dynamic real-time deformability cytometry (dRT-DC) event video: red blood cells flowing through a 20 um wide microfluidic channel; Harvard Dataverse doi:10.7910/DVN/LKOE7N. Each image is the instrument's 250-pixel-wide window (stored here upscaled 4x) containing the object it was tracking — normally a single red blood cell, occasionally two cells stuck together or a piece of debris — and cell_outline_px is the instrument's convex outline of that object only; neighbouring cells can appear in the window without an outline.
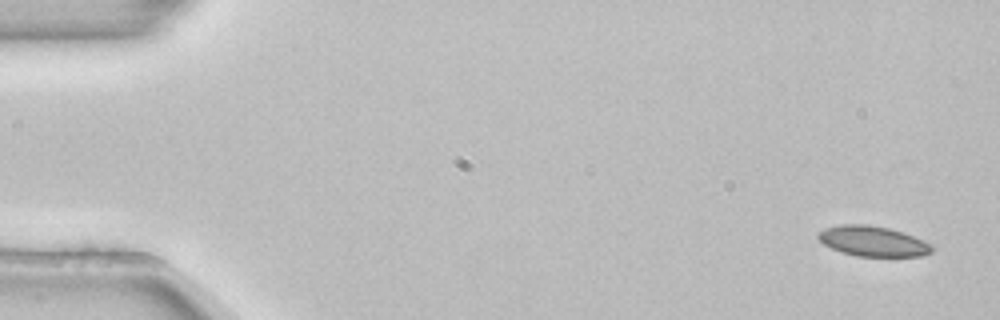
{"species": "common noctule bat (a hibernating species)", "species_latin": "Nyctalus noctula", "temperature_condition": "room temperature", "stored_images_in_passage": 3, "camera_frame_rate_fps": 3000, "um_per_image_px": 0.085, "animal": {"sex": "female", "body_mass_g": 22.7, "forearm_length_mm": 54.2}, "frame": {"image": 1, "passage_image": 1, "time_ms": 0.0, "image_size_px": [1000, 320], "cell_outline_px": [[936, 248], [932, 252], [924, 256], [856, 256], [840, 252], [824, 244], [816, 236], [816, 232], [824, 228], [840, 224], [868, 224], [888, 228], [912, 236], [932, 244]], "centroid_in_image_um": [74.18, 20.5], "position_along_channel_um": 10.8, "area_um2": 20.17}}
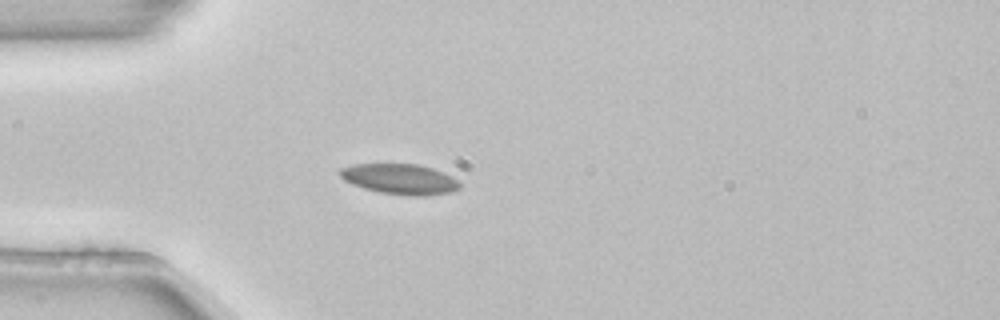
{"frame": {"image": 2, "passage_image": 3, "time_ms": 0.667, "image_size_px": [1000, 320], "cell_outline_px": [[460, 188], [452, 192], [424, 196], [412, 196], [380, 192], [364, 188], [352, 184], [344, 180], [336, 172], [340, 168], [352, 164], [416, 164], [432, 168], [444, 172], [452, 176], [460, 184]], "centroid_in_image_um": [33.97, 15.22], "position_along_channel_um": 51.0, "area_um2": 21.33}}